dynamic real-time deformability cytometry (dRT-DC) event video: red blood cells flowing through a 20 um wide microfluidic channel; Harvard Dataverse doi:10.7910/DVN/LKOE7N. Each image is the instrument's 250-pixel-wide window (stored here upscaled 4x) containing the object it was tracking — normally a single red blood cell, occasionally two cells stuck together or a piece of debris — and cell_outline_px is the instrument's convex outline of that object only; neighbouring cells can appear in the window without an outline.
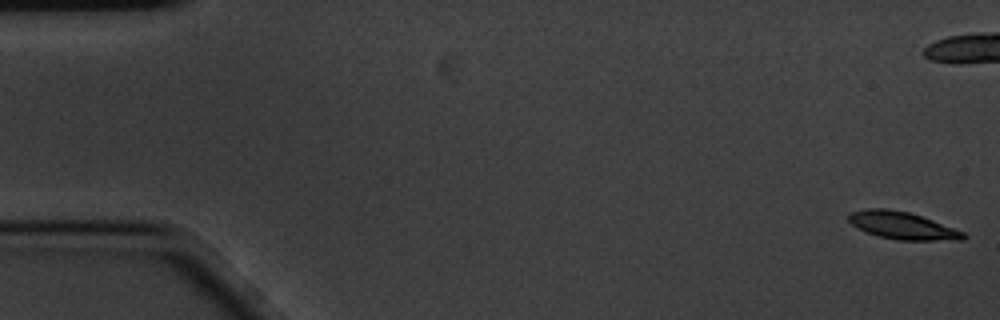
{"species": "common noctule bat (a hibernating species)", "species_latin": "Nyctalus noctula", "temperature_condition": "cold", "stored_images_in_passage": 8, "camera_frame_rate_fps": 3000, "um_per_image_px": 0.085, "animal": {"sex": "male", "body_mass_g": 20.1, "forearm_length_mm": 53.5}, "frame": {"image": 1, "passage_image": 1, "time_ms": 0.0, "image_size_px": [1000, 320], "cell_outline_px": [[968, 236], [964, 240], [896, 240], [864, 232], [852, 224], [848, 220], [848, 216], [852, 212], [868, 208], [884, 208], [908, 212], [932, 220], [964, 232]], "centroid_in_image_um": [76.7, 19.18], "position_along_channel_um": 8.3, "area_um2": 18.15}}